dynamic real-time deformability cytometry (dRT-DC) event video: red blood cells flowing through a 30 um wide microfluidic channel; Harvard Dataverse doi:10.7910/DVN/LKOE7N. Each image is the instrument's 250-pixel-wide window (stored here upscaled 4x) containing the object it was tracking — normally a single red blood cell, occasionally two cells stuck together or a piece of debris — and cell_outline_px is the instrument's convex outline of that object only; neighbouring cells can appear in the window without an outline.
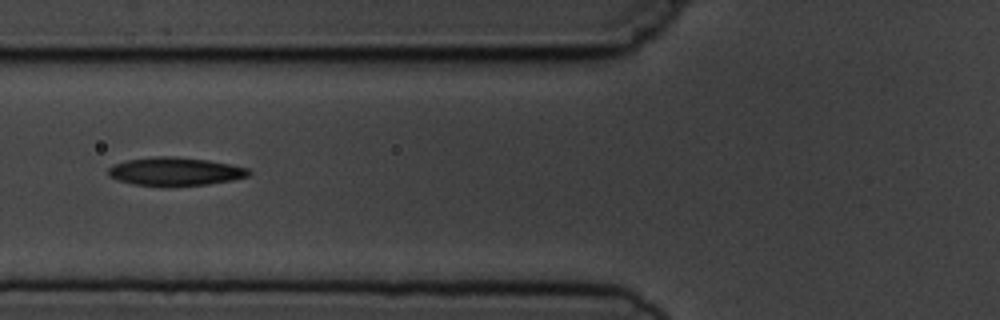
{"species": "common noctule bat (a hibernating species)", "species_latin": "Nyctalus noctula", "temperature_condition": "cold", "stored_images_in_passage": 6, "camera_frame_rate_fps": 3000, "um_per_image_px": 0.085, "animal": {"sex": "male", "body_mass_g": 19.5, "forearm_length_mm": 54.6}, "frame": {"image": 1, "passage_image": 6, "time_ms": 5.667, "image_size_px": [1000, 320], "cell_outline_px": [[252, 172], [248, 176], [232, 180], [208, 184], [168, 188], [164, 188], [132, 184], [116, 180], [108, 176], [108, 168], [112, 164], [128, 160], [156, 156], [176, 156], [208, 160], [248, 168]], "centroid_in_image_um": [14.84, 14.6], "position_along_channel_um": 111.0, "area_um2": 23.81}}